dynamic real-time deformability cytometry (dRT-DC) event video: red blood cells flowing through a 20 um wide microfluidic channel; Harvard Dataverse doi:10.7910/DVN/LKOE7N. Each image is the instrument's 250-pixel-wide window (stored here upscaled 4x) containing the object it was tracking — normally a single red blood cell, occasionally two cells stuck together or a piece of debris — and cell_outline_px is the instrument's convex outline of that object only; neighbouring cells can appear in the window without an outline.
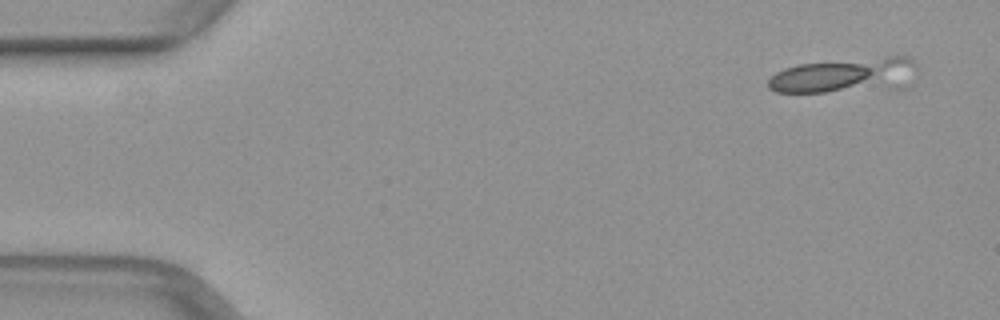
{"species": "common noctule bat (a hibernating species)", "species_latin": "Nyctalus noctula", "temperature_condition": "warm", "stored_images_in_passage": 19, "camera_frame_rate_fps": 3000, "um_per_image_px": 0.085, "animal": {"sex": "female", "body_mass_g": 29.2, "forearm_length_mm": 56.3}, "frame": {"image": 1, "passage_image": 1, "time_ms": 0.0, "image_size_px": [1000, 320], "cell_outline_px": [[920, 72], [824, 92], [776, 92], [768, 88], [768, 80], [776, 72], [784, 68], [796, 64], [884, 56], [908, 56], [920, 68]], "centroid_in_image_um": [71.41, 6.27], "position_along_channel_um": 13.6, "area_um2": 26.59}}
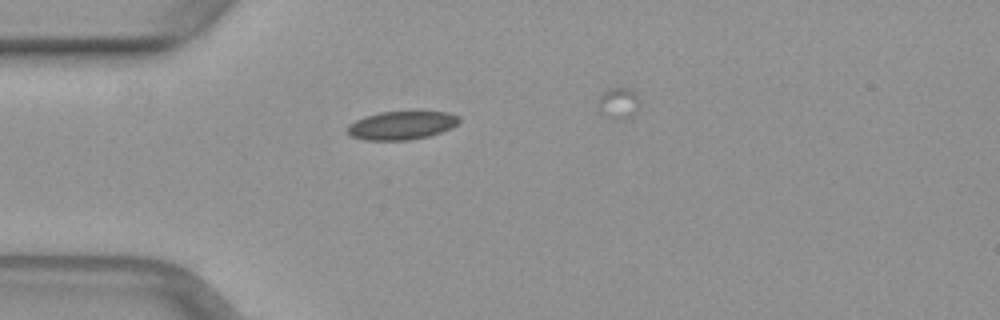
{"frame": {"image": 2, "passage_image": 11, "time_ms": 3.333, "image_size_px": [1000, 320], "cell_outline_px": [[460, 120], [452, 128], [428, 136], [408, 140], [364, 140], [352, 136], [348, 132], [348, 124], [364, 116], [380, 112], [448, 112], [460, 116]], "centroid_in_image_um": [34.14, 10.65], "position_along_channel_um": 50.9, "area_um2": 18.38}}
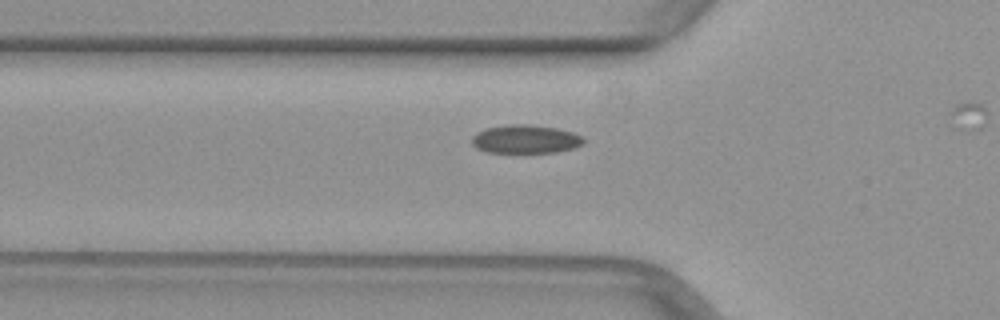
{"frame": {"image": 3, "passage_image": 14, "time_ms": 4.333, "image_size_px": [1000, 320], "cell_outline_px": [[584, 144], [572, 148], [556, 152], [488, 152], [476, 148], [472, 144], [472, 136], [476, 132], [484, 128], [508, 124], [528, 124], [556, 128], [572, 132], [584, 136]], "centroid_in_image_um": [44.65, 11.81], "position_along_channel_um": 81.1, "area_um2": 18.61}}